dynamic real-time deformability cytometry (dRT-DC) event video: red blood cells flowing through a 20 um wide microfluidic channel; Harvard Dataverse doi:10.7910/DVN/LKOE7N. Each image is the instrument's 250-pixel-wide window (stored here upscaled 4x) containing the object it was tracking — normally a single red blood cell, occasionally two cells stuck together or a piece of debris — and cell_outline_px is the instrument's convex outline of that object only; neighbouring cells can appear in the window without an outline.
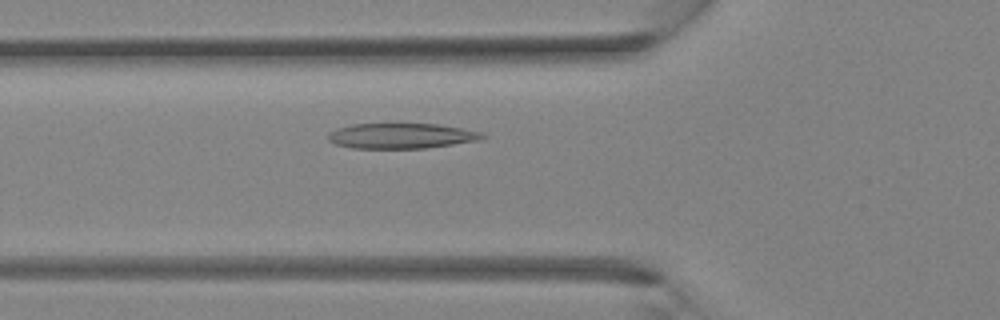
{"species": "Egyptian fruit bat (a non-hibernating species)", "species_latin": "Rousettus aegyptiacus", "temperature_condition": "room temperature", "stored_images_in_passage": 30, "camera_frame_rate_fps": 3000, "um_per_image_px": 0.085, "animal": {"sex": "female"}, "frame": {"image": 1, "passage_image": 6, "time_ms": 1.667, "image_size_px": [1000, 320], "cell_outline_px": [[488, 136], [476, 140], [452, 144], [424, 148], [352, 148], [336, 144], [328, 140], [328, 132], [336, 128], [352, 124], [436, 124], [460, 128], [480, 132]], "centroid_in_image_um": [34.04, 11.54], "position_along_channel_um": 91.8, "area_um2": 22.48}}
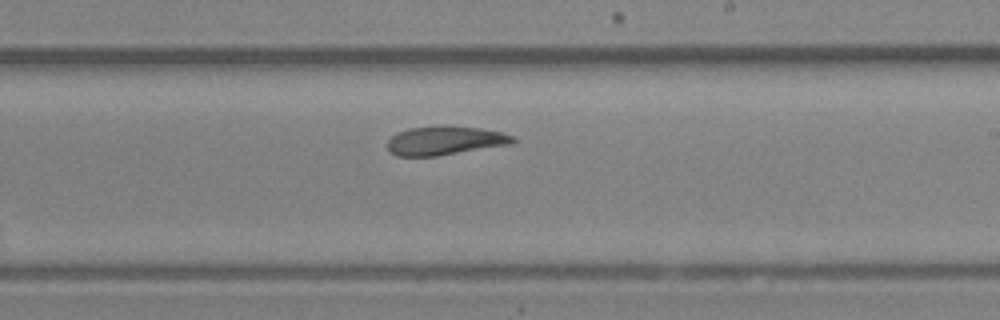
{"frame": {"image": 2, "passage_image": 15, "time_ms": 4.667, "image_size_px": [1000, 320], "cell_outline_px": [[516, 140], [512, 144], [436, 156], [396, 156], [388, 152], [388, 140], [396, 132], [408, 128], [440, 124], [444, 124], [480, 128], [500, 132], [512, 136]], "centroid_in_image_um": [37.77, 11.93], "position_along_channel_um": 251.2, "area_um2": 21.44}}
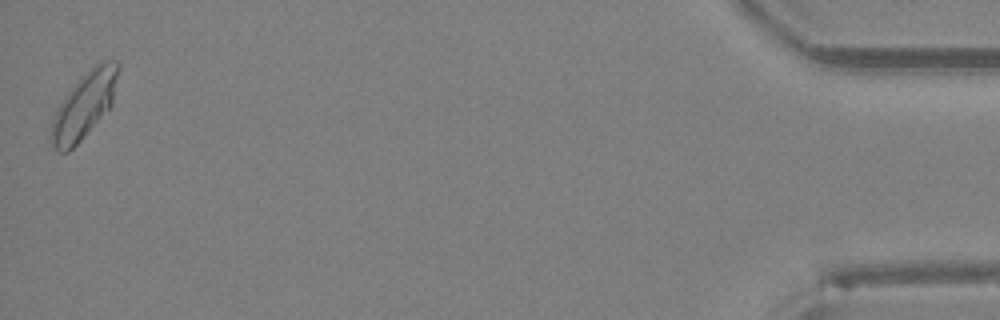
{"frame": {"image": 3, "passage_image": 30, "time_ms": 9.667, "image_size_px": [1000, 320], "cell_outline_px": [[120, 68], [112, 104], [84, 136], [68, 152], [56, 152], [48, 136], [52, 120], [56, 108], [64, 96], [80, 76], [96, 64], [104, 60], [116, 60], [120, 64]], "centroid_in_image_um": [7.13, 8.93], "position_along_channel_um": 428.1, "area_um2": 25.89}}